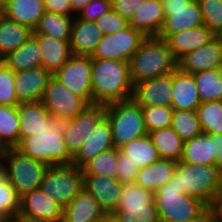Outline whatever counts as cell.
<instances>
[{
    "label": "cell",
    "instance_id": "1",
    "mask_svg": "<svg viewBox=\"0 0 222 222\" xmlns=\"http://www.w3.org/2000/svg\"><path fill=\"white\" fill-rule=\"evenodd\" d=\"M93 103L107 105L132 98L129 62L92 59Z\"/></svg>",
    "mask_w": 222,
    "mask_h": 222
},
{
    "label": "cell",
    "instance_id": "2",
    "mask_svg": "<svg viewBox=\"0 0 222 222\" xmlns=\"http://www.w3.org/2000/svg\"><path fill=\"white\" fill-rule=\"evenodd\" d=\"M154 202L160 222H201L210 214L204 202L183 194L176 172L154 194Z\"/></svg>",
    "mask_w": 222,
    "mask_h": 222
},
{
    "label": "cell",
    "instance_id": "3",
    "mask_svg": "<svg viewBox=\"0 0 222 222\" xmlns=\"http://www.w3.org/2000/svg\"><path fill=\"white\" fill-rule=\"evenodd\" d=\"M178 62L172 56L165 40L147 37L129 59L130 77L133 85L172 73Z\"/></svg>",
    "mask_w": 222,
    "mask_h": 222
},
{
    "label": "cell",
    "instance_id": "4",
    "mask_svg": "<svg viewBox=\"0 0 222 222\" xmlns=\"http://www.w3.org/2000/svg\"><path fill=\"white\" fill-rule=\"evenodd\" d=\"M175 172L183 194L201 200L210 208L216 194L222 189V168L179 161Z\"/></svg>",
    "mask_w": 222,
    "mask_h": 222
},
{
    "label": "cell",
    "instance_id": "5",
    "mask_svg": "<svg viewBox=\"0 0 222 222\" xmlns=\"http://www.w3.org/2000/svg\"><path fill=\"white\" fill-rule=\"evenodd\" d=\"M106 117L111 125L114 147L117 149L148 134L142 107L133 98L107 104Z\"/></svg>",
    "mask_w": 222,
    "mask_h": 222
},
{
    "label": "cell",
    "instance_id": "6",
    "mask_svg": "<svg viewBox=\"0 0 222 222\" xmlns=\"http://www.w3.org/2000/svg\"><path fill=\"white\" fill-rule=\"evenodd\" d=\"M16 149L47 166L71 165L73 160L67 151L62 127L58 131L44 130L34 136L25 137Z\"/></svg>",
    "mask_w": 222,
    "mask_h": 222
},
{
    "label": "cell",
    "instance_id": "7",
    "mask_svg": "<svg viewBox=\"0 0 222 222\" xmlns=\"http://www.w3.org/2000/svg\"><path fill=\"white\" fill-rule=\"evenodd\" d=\"M49 166L25 156L16 148H9L4 156L7 179L21 198L33 190L40 189Z\"/></svg>",
    "mask_w": 222,
    "mask_h": 222
},
{
    "label": "cell",
    "instance_id": "8",
    "mask_svg": "<svg viewBox=\"0 0 222 222\" xmlns=\"http://www.w3.org/2000/svg\"><path fill=\"white\" fill-rule=\"evenodd\" d=\"M40 189L64 209L83 189V170L72 164L49 166Z\"/></svg>",
    "mask_w": 222,
    "mask_h": 222
},
{
    "label": "cell",
    "instance_id": "9",
    "mask_svg": "<svg viewBox=\"0 0 222 222\" xmlns=\"http://www.w3.org/2000/svg\"><path fill=\"white\" fill-rule=\"evenodd\" d=\"M162 4L165 20L158 38L166 40L174 33L204 25L197 0H166Z\"/></svg>",
    "mask_w": 222,
    "mask_h": 222
},
{
    "label": "cell",
    "instance_id": "10",
    "mask_svg": "<svg viewBox=\"0 0 222 222\" xmlns=\"http://www.w3.org/2000/svg\"><path fill=\"white\" fill-rule=\"evenodd\" d=\"M105 116L106 105L93 103L88 104L74 118L62 122L66 148L72 158L77 155L86 137L90 135Z\"/></svg>",
    "mask_w": 222,
    "mask_h": 222
},
{
    "label": "cell",
    "instance_id": "11",
    "mask_svg": "<svg viewBox=\"0 0 222 222\" xmlns=\"http://www.w3.org/2000/svg\"><path fill=\"white\" fill-rule=\"evenodd\" d=\"M146 38L141 31L135 30L129 25L116 33L103 35L91 58L129 62Z\"/></svg>",
    "mask_w": 222,
    "mask_h": 222
},
{
    "label": "cell",
    "instance_id": "12",
    "mask_svg": "<svg viewBox=\"0 0 222 222\" xmlns=\"http://www.w3.org/2000/svg\"><path fill=\"white\" fill-rule=\"evenodd\" d=\"M41 102L52 118L62 122L74 118L88 105L82 97L74 94L53 76Z\"/></svg>",
    "mask_w": 222,
    "mask_h": 222
},
{
    "label": "cell",
    "instance_id": "13",
    "mask_svg": "<svg viewBox=\"0 0 222 222\" xmlns=\"http://www.w3.org/2000/svg\"><path fill=\"white\" fill-rule=\"evenodd\" d=\"M59 82L82 97L88 104H93L92 94V58L90 56L71 55L68 61L53 74Z\"/></svg>",
    "mask_w": 222,
    "mask_h": 222
},
{
    "label": "cell",
    "instance_id": "14",
    "mask_svg": "<svg viewBox=\"0 0 222 222\" xmlns=\"http://www.w3.org/2000/svg\"><path fill=\"white\" fill-rule=\"evenodd\" d=\"M19 142L44 130L58 131L62 121L52 118L41 101L21 102L18 105Z\"/></svg>",
    "mask_w": 222,
    "mask_h": 222
},
{
    "label": "cell",
    "instance_id": "15",
    "mask_svg": "<svg viewBox=\"0 0 222 222\" xmlns=\"http://www.w3.org/2000/svg\"><path fill=\"white\" fill-rule=\"evenodd\" d=\"M83 188L98 202L107 216L117 209L123 184L114 177L83 175Z\"/></svg>",
    "mask_w": 222,
    "mask_h": 222
},
{
    "label": "cell",
    "instance_id": "16",
    "mask_svg": "<svg viewBox=\"0 0 222 222\" xmlns=\"http://www.w3.org/2000/svg\"><path fill=\"white\" fill-rule=\"evenodd\" d=\"M178 67L189 74L222 68V36H215L204 46L188 53L178 62Z\"/></svg>",
    "mask_w": 222,
    "mask_h": 222
},
{
    "label": "cell",
    "instance_id": "17",
    "mask_svg": "<svg viewBox=\"0 0 222 222\" xmlns=\"http://www.w3.org/2000/svg\"><path fill=\"white\" fill-rule=\"evenodd\" d=\"M132 98L140 106L171 107L172 73L135 84Z\"/></svg>",
    "mask_w": 222,
    "mask_h": 222
},
{
    "label": "cell",
    "instance_id": "18",
    "mask_svg": "<svg viewBox=\"0 0 222 222\" xmlns=\"http://www.w3.org/2000/svg\"><path fill=\"white\" fill-rule=\"evenodd\" d=\"M63 208L41 189L33 190L20 198L17 218L43 219L53 222L63 220Z\"/></svg>",
    "mask_w": 222,
    "mask_h": 222
},
{
    "label": "cell",
    "instance_id": "19",
    "mask_svg": "<svg viewBox=\"0 0 222 222\" xmlns=\"http://www.w3.org/2000/svg\"><path fill=\"white\" fill-rule=\"evenodd\" d=\"M53 74L43 67L15 72V91L20 102L41 101Z\"/></svg>",
    "mask_w": 222,
    "mask_h": 222
},
{
    "label": "cell",
    "instance_id": "20",
    "mask_svg": "<svg viewBox=\"0 0 222 222\" xmlns=\"http://www.w3.org/2000/svg\"><path fill=\"white\" fill-rule=\"evenodd\" d=\"M111 148H114L112 129L108 118L105 116L86 137L80 151L73 158L72 165L82 168L97 155Z\"/></svg>",
    "mask_w": 222,
    "mask_h": 222
},
{
    "label": "cell",
    "instance_id": "21",
    "mask_svg": "<svg viewBox=\"0 0 222 222\" xmlns=\"http://www.w3.org/2000/svg\"><path fill=\"white\" fill-rule=\"evenodd\" d=\"M201 103L194 75L177 67L172 72L171 107L176 110L196 111Z\"/></svg>",
    "mask_w": 222,
    "mask_h": 222
},
{
    "label": "cell",
    "instance_id": "22",
    "mask_svg": "<svg viewBox=\"0 0 222 222\" xmlns=\"http://www.w3.org/2000/svg\"><path fill=\"white\" fill-rule=\"evenodd\" d=\"M106 218L98 202L84 188L63 210L66 222H104Z\"/></svg>",
    "mask_w": 222,
    "mask_h": 222
},
{
    "label": "cell",
    "instance_id": "23",
    "mask_svg": "<svg viewBox=\"0 0 222 222\" xmlns=\"http://www.w3.org/2000/svg\"><path fill=\"white\" fill-rule=\"evenodd\" d=\"M215 35L205 26L201 25L182 32L170 35L165 41L171 50L172 56L179 62L191 51L207 44Z\"/></svg>",
    "mask_w": 222,
    "mask_h": 222
},
{
    "label": "cell",
    "instance_id": "24",
    "mask_svg": "<svg viewBox=\"0 0 222 222\" xmlns=\"http://www.w3.org/2000/svg\"><path fill=\"white\" fill-rule=\"evenodd\" d=\"M164 20L162 2L144 0L129 20V25L135 30L141 31L146 37H158L164 25Z\"/></svg>",
    "mask_w": 222,
    "mask_h": 222
},
{
    "label": "cell",
    "instance_id": "25",
    "mask_svg": "<svg viewBox=\"0 0 222 222\" xmlns=\"http://www.w3.org/2000/svg\"><path fill=\"white\" fill-rule=\"evenodd\" d=\"M103 34L95 22H89L74 17L70 38V50L76 56L92 57Z\"/></svg>",
    "mask_w": 222,
    "mask_h": 222
},
{
    "label": "cell",
    "instance_id": "26",
    "mask_svg": "<svg viewBox=\"0 0 222 222\" xmlns=\"http://www.w3.org/2000/svg\"><path fill=\"white\" fill-rule=\"evenodd\" d=\"M38 41L42 56V67L54 74L72 55L70 41L60 40L43 34H32Z\"/></svg>",
    "mask_w": 222,
    "mask_h": 222
},
{
    "label": "cell",
    "instance_id": "27",
    "mask_svg": "<svg viewBox=\"0 0 222 222\" xmlns=\"http://www.w3.org/2000/svg\"><path fill=\"white\" fill-rule=\"evenodd\" d=\"M177 162L159 159L146 167L140 168L135 183L154 194L174 175Z\"/></svg>",
    "mask_w": 222,
    "mask_h": 222
},
{
    "label": "cell",
    "instance_id": "28",
    "mask_svg": "<svg viewBox=\"0 0 222 222\" xmlns=\"http://www.w3.org/2000/svg\"><path fill=\"white\" fill-rule=\"evenodd\" d=\"M214 134L201 133L184 142L181 162L195 165L219 166L215 162Z\"/></svg>",
    "mask_w": 222,
    "mask_h": 222
},
{
    "label": "cell",
    "instance_id": "29",
    "mask_svg": "<svg viewBox=\"0 0 222 222\" xmlns=\"http://www.w3.org/2000/svg\"><path fill=\"white\" fill-rule=\"evenodd\" d=\"M45 13L44 0H8L6 18L28 26L32 31Z\"/></svg>",
    "mask_w": 222,
    "mask_h": 222
},
{
    "label": "cell",
    "instance_id": "30",
    "mask_svg": "<svg viewBox=\"0 0 222 222\" xmlns=\"http://www.w3.org/2000/svg\"><path fill=\"white\" fill-rule=\"evenodd\" d=\"M15 72L42 67V56L37 39L31 35L21 46L3 58Z\"/></svg>",
    "mask_w": 222,
    "mask_h": 222
},
{
    "label": "cell",
    "instance_id": "31",
    "mask_svg": "<svg viewBox=\"0 0 222 222\" xmlns=\"http://www.w3.org/2000/svg\"><path fill=\"white\" fill-rule=\"evenodd\" d=\"M160 159L181 161L184 141L172 127L162 128L149 133Z\"/></svg>",
    "mask_w": 222,
    "mask_h": 222
},
{
    "label": "cell",
    "instance_id": "32",
    "mask_svg": "<svg viewBox=\"0 0 222 222\" xmlns=\"http://www.w3.org/2000/svg\"><path fill=\"white\" fill-rule=\"evenodd\" d=\"M119 151L130 157L139 168L146 167L160 159L149 133L123 145Z\"/></svg>",
    "mask_w": 222,
    "mask_h": 222
},
{
    "label": "cell",
    "instance_id": "33",
    "mask_svg": "<svg viewBox=\"0 0 222 222\" xmlns=\"http://www.w3.org/2000/svg\"><path fill=\"white\" fill-rule=\"evenodd\" d=\"M32 33L28 26L4 18L0 22V56L4 58L17 49Z\"/></svg>",
    "mask_w": 222,
    "mask_h": 222
},
{
    "label": "cell",
    "instance_id": "34",
    "mask_svg": "<svg viewBox=\"0 0 222 222\" xmlns=\"http://www.w3.org/2000/svg\"><path fill=\"white\" fill-rule=\"evenodd\" d=\"M73 22L74 17L45 11L32 34H43L70 41Z\"/></svg>",
    "mask_w": 222,
    "mask_h": 222
},
{
    "label": "cell",
    "instance_id": "35",
    "mask_svg": "<svg viewBox=\"0 0 222 222\" xmlns=\"http://www.w3.org/2000/svg\"><path fill=\"white\" fill-rule=\"evenodd\" d=\"M202 103L222 101V68L193 74Z\"/></svg>",
    "mask_w": 222,
    "mask_h": 222
},
{
    "label": "cell",
    "instance_id": "36",
    "mask_svg": "<svg viewBox=\"0 0 222 222\" xmlns=\"http://www.w3.org/2000/svg\"><path fill=\"white\" fill-rule=\"evenodd\" d=\"M20 210V197L7 179L6 170H0V215L7 222H15Z\"/></svg>",
    "mask_w": 222,
    "mask_h": 222
},
{
    "label": "cell",
    "instance_id": "37",
    "mask_svg": "<svg viewBox=\"0 0 222 222\" xmlns=\"http://www.w3.org/2000/svg\"><path fill=\"white\" fill-rule=\"evenodd\" d=\"M18 106L0 105V139L8 148L19 144Z\"/></svg>",
    "mask_w": 222,
    "mask_h": 222
},
{
    "label": "cell",
    "instance_id": "38",
    "mask_svg": "<svg viewBox=\"0 0 222 222\" xmlns=\"http://www.w3.org/2000/svg\"><path fill=\"white\" fill-rule=\"evenodd\" d=\"M171 127L184 142L203 133L196 111L173 109Z\"/></svg>",
    "mask_w": 222,
    "mask_h": 222
},
{
    "label": "cell",
    "instance_id": "39",
    "mask_svg": "<svg viewBox=\"0 0 222 222\" xmlns=\"http://www.w3.org/2000/svg\"><path fill=\"white\" fill-rule=\"evenodd\" d=\"M196 113L203 133L222 134V101L201 103Z\"/></svg>",
    "mask_w": 222,
    "mask_h": 222
},
{
    "label": "cell",
    "instance_id": "40",
    "mask_svg": "<svg viewBox=\"0 0 222 222\" xmlns=\"http://www.w3.org/2000/svg\"><path fill=\"white\" fill-rule=\"evenodd\" d=\"M117 148L103 151L83 167V175H100L116 178L117 172Z\"/></svg>",
    "mask_w": 222,
    "mask_h": 222
},
{
    "label": "cell",
    "instance_id": "41",
    "mask_svg": "<svg viewBox=\"0 0 222 222\" xmlns=\"http://www.w3.org/2000/svg\"><path fill=\"white\" fill-rule=\"evenodd\" d=\"M111 216L118 222H160L156 205L118 206Z\"/></svg>",
    "mask_w": 222,
    "mask_h": 222
},
{
    "label": "cell",
    "instance_id": "42",
    "mask_svg": "<svg viewBox=\"0 0 222 222\" xmlns=\"http://www.w3.org/2000/svg\"><path fill=\"white\" fill-rule=\"evenodd\" d=\"M204 25L215 35L222 36V0H197Z\"/></svg>",
    "mask_w": 222,
    "mask_h": 222
},
{
    "label": "cell",
    "instance_id": "43",
    "mask_svg": "<svg viewBox=\"0 0 222 222\" xmlns=\"http://www.w3.org/2000/svg\"><path fill=\"white\" fill-rule=\"evenodd\" d=\"M148 133L171 127L173 108L168 106H141Z\"/></svg>",
    "mask_w": 222,
    "mask_h": 222
},
{
    "label": "cell",
    "instance_id": "44",
    "mask_svg": "<svg viewBox=\"0 0 222 222\" xmlns=\"http://www.w3.org/2000/svg\"><path fill=\"white\" fill-rule=\"evenodd\" d=\"M155 205L154 193L136 183L123 184L118 206Z\"/></svg>",
    "mask_w": 222,
    "mask_h": 222
},
{
    "label": "cell",
    "instance_id": "45",
    "mask_svg": "<svg viewBox=\"0 0 222 222\" xmlns=\"http://www.w3.org/2000/svg\"><path fill=\"white\" fill-rule=\"evenodd\" d=\"M20 103L15 91V71L2 62L0 64V105L18 106Z\"/></svg>",
    "mask_w": 222,
    "mask_h": 222
},
{
    "label": "cell",
    "instance_id": "46",
    "mask_svg": "<svg viewBox=\"0 0 222 222\" xmlns=\"http://www.w3.org/2000/svg\"><path fill=\"white\" fill-rule=\"evenodd\" d=\"M96 26L103 35L113 34L129 26V21L111 9L95 21Z\"/></svg>",
    "mask_w": 222,
    "mask_h": 222
},
{
    "label": "cell",
    "instance_id": "47",
    "mask_svg": "<svg viewBox=\"0 0 222 222\" xmlns=\"http://www.w3.org/2000/svg\"><path fill=\"white\" fill-rule=\"evenodd\" d=\"M139 170L140 168L131 161L130 157L124 155L118 149L116 178L122 184L135 183Z\"/></svg>",
    "mask_w": 222,
    "mask_h": 222
},
{
    "label": "cell",
    "instance_id": "48",
    "mask_svg": "<svg viewBox=\"0 0 222 222\" xmlns=\"http://www.w3.org/2000/svg\"><path fill=\"white\" fill-rule=\"evenodd\" d=\"M111 9V0H92L76 16L84 21L95 22L97 18L103 16Z\"/></svg>",
    "mask_w": 222,
    "mask_h": 222
},
{
    "label": "cell",
    "instance_id": "49",
    "mask_svg": "<svg viewBox=\"0 0 222 222\" xmlns=\"http://www.w3.org/2000/svg\"><path fill=\"white\" fill-rule=\"evenodd\" d=\"M112 9L126 20H130L144 0H111Z\"/></svg>",
    "mask_w": 222,
    "mask_h": 222
},
{
    "label": "cell",
    "instance_id": "50",
    "mask_svg": "<svg viewBox=\"0 0 222 222\" xmlns=\"http://www.w3.org/2000/svg\"><path fill=\"white\" fill-rule=\"evenodd\" d=\"M44 8L47 12L54 14L75 17L76 14L72 11L70 0H44Z\"/></svg>",
    "mask_w": 222,
    "mask_h": 222
},
{
    "label": "cell",
    "instance_id": "51",
    "mask_svg": "<svg viewBox=\"0 0 222 222\" xmlns=\"http://www.w3.org/2000/svg\"><path fill=\"white\" fill-rule=\"evenodd\" d=\"M213 222H222V189L216 194L215 200L209 208Z\"/></svg>",
    "mask_w": 222,
    "mask_h": 222
},
{
    "label": "cell",
    "instance_id": "52",
    "mask_svg": "<svg viewBox=\"0 0 222 222\" xmlns=\"http://www.w3.org/2000/svg\"><path fill=\"white\" fill-rule=\"evenodd\" d=\"M215 162L222 168V134H214Z\"/></svg>",
    "mask_w": 222,
    "mask_h": 222
},
{
    "label": "cell",
    "instance_id": "53",
    "mask_svg": "<svg viewBox=\"0 0 222 222\" xmlns=\"http://www.w3.org/2000/svg\"><path fill=\"white\" fill-rule=\"evenodd\" d=\"M71 1V6H72V11L75 14H78L82 8L87 6L92 0H70Z\"/></svg>",
    "mask_w": 222,
    "mask_h": 222
},
{
    "label": "cell",
    "instance_id": "54",
    "mask_svg": "<svg viewBox=\"0 0 222 222\" xmlns=\"http://www.w3.org/2000/svg\"><path fill=\"white\" fill-rule=\"evenodd\" d=\"M15 222H53L43 219H32V218H17Z\"/></svg>",
    "mask_w": 222,
    "mask_h": 222
},
{
    "label": "cell",
    "instance_id": "55",
    "mask_svg": "<svg viewBox=\"0 0 222 222\" xmlns=\"http://www.w3.org/2000/svg\"><path fill=\"white\" fill-rule=\"evenodd\" d=\"M9 148L0 139V154H6Z\"/></svg>",
    "mask_w": 222,
    "mask_h": 222
},
{
    "label": "cell",
    "instance_id": "56",
    "mask_svg": "<svg viewBox=\"0 0 222 222\" xmlns=\"http://www.w3.org/2000/svg\"><path fill=\"white\" fill-rule=\"evenodd\" d=\"M6 18V14H5V9H3L2 7H0V22Z\"/></svg>",
    "mask_w": 222,
    "mask_h": 222
},
{
    "label": "cell",
    "instance_id": "57",
    "mask_svg": "<svg viewBox=\"0 0 222 222\" xmlns=\"http://www.w3.org/2000/svg\"><path fill=\"white\" fill-rule=\"evenodd\" d=\"M8 4V0H0V7H2L3 9H6Z\"/></svg>",
    "mask_w": 222,
    "mask_h": 222
},
{
    "label": "cell",
    "instance_id": "58",
    "mask_svg": "<svg viewBox=\"0 0 222 222\" xmlns=\"http://www.w3.org/2000/svg\"><path fill=\"white\" fill-rule=\"evenodd\" d=\"M4 156L5 154H0V170L4 167Z\"/></svg>",
    "mask_w": 222,
    "mask_h": 222
},
{
    "label": "cell",
    "instance_id": "59",
    "mask_svg": "<svg viewBox=\"0 0 222 222\" xmlns=\"http://www.w3.org/2000/svg\"><path fill=\"white\" fill-rule=\"evenodd\" d=\"M201 222H213V218L211 217V215L209 214L204 220H202Z\"/></svg>",
    "mask_w": 222,
    "mask_h": 222
},
{
    "label": "cell",
    "instance_id": "60",
    "mask_svg": "<svg viewBox=\"0 0 222 222\" xmlns=\"http://www.w3.org/2000/svg\"><path fill=\"white\" fill-rule=\"evenodd\" d=\"M104 222H118L112 216H107Z\"/></svg>",
    "mask_w": 222,
    "mask_h": 222
},
{
    "label": "cell",
    "instance_id": "61",
    "mask_svg": "<svg viewBox=\"0 0 222 222\" xmlns=\"http://www.w3.org/2000/svg\"><path fill=\"white\" fill-rule=\"evenodd\" d=\"M0 222H7V221L0 215Z\"/></svg>",
    "mask_w": 222,
    "mask_h": 222
},
{
    "label": "cell",
    "instance_id": "62",
    "mask_svg": "<svg viewBox=\"0 0 222 222\" xmlns=\"http://www.w3.org/2000/svg\"><path fill=\"white\" fill-rule=\"evenodd\" d=\"M3 62V58L0 56V64Z\"/></svg>",
    "mask_w": 222,
    "mask_h": 222
}]
</instances>
